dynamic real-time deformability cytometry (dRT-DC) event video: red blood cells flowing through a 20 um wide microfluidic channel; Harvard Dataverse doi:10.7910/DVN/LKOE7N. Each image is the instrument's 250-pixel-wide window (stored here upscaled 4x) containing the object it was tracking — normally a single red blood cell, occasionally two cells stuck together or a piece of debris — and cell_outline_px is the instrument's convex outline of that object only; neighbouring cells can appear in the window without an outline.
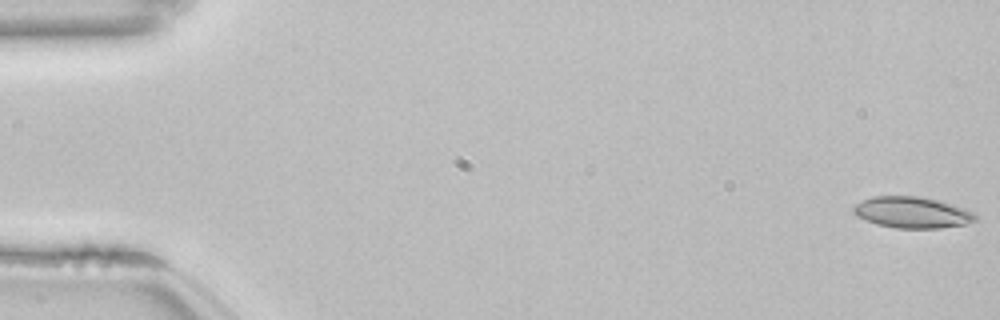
{"species": "common noctule bat (a hibernating species)", "species_latin": "Nyctalus noctula", "temperature_condition": "room temperature", "stored_images_in_passage": 54, "camera_frame_rate_fps": 3000, "um_per_image_px": 0.085, "animal": {"sex": "female", "body_mass_g": 22.7, "forearm_length_mm": 54.2}, "frame": {"image": 1, "passage_image": 1, "time_ms": 0.0, "image_size_px": [1000, 320], "cell_outline_px": [[976, 220], [964, 224], [940, 228], [896, 228], [876, 224], [856, 216], [852, 212], [852, 208], [856, 204], [872, 196], [920, 196], [940, 200], [976, 212]], "centroid_in_image_um": [77.53, 18.05], "position_along_channel_um": 7.5, "area_um2": 22.31}}
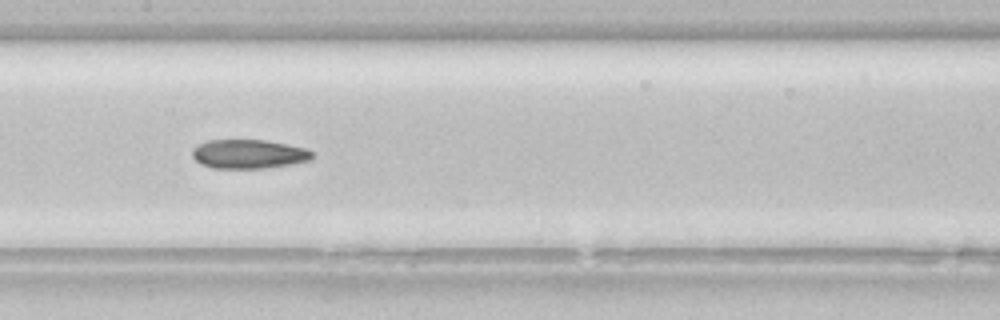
{"frame": {"image": 2, "passage_image": 27, "time_ms": 8.667, "image_size_px": [1000, 320], "cell_outline_px": [[312, 160], [292, 164], [264, 168], [212, 168], [200, 164], [192, 156], [192, 148], [196, 144], [208, 140], [268, 140], [304, 148], [312, 152]], "centroid_in_image_um": [21.1, 13.09], "position_along_channel_um": 186.3, "area_um2": 20.4}}
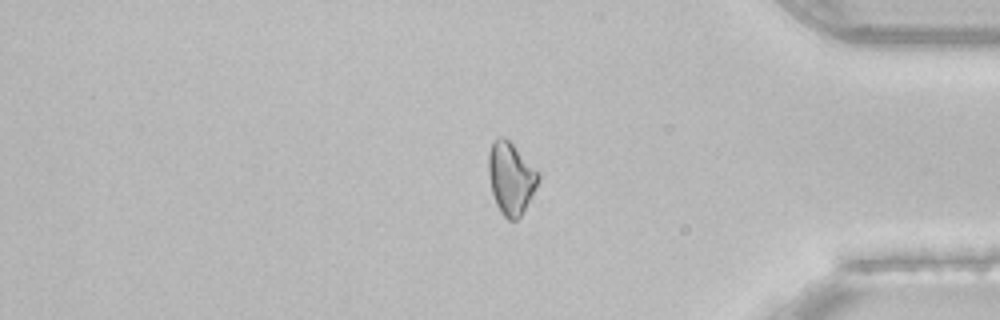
{"frame": {"image": 3, "passage_image": 45, "time_ms": 14.667, "image_size_px": [1000, 320], "cell_outline_px": [[540, 180], [520, 216], [516, 220], [508, 220], [500, 212], [496, 204], [492, 192], [488, 176], [488, 152], [492, 140], [496, 136], [504, 136], [540, 172]], "centroid_in_image_um": [43.4, 15.11], "position_along_channel_um": 391.8, "area_um2": 21.04}, "authors_computed_cell_mechanics": {"area_um2": 21.5016, "velocity_mm_per_s": 3.8376, "shape_relaxation_time_tau1_ms": null, "shape_relaxation_time_tau2_ms": 8.7622, "deformation_change_tau1": null, "deformation_change_tau2": 0.1502}}